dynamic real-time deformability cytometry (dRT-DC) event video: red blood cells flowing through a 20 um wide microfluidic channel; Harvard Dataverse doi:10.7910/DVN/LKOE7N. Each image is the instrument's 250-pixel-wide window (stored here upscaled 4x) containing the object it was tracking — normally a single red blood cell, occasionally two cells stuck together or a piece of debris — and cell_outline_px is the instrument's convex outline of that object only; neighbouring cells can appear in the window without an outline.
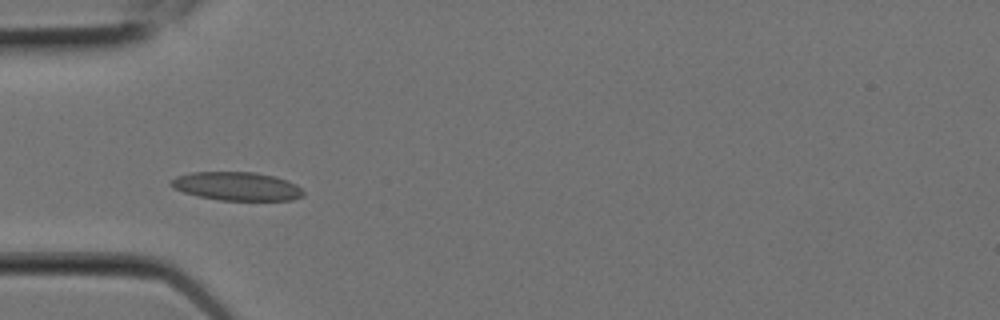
{"species": "Egyptian fruit bat (a non-hibernating species)", "species_latin": "Rousettus aegyptiacus", "temperature_condition": "room temperature", "stored_images_in_passage": 3, "camera_frame_rate_fps": 3000, "um_per_image_px": 0.085, "animal": {"sex": "female"}, "frame": {"image": 1, "passage_image": 2, "time_ms": 0.333, "image_size_px": [1000, 320], "cell_outline_px": [[304, 196], [292, 200], [220, 200], [196, 196], [172, 188], [168, 184], [176, 176], [192, 172], [256, 172], [276, 176], [288, 180], [296, 184], [304, 192]], "centroid_in_image_um": [20.13, 15.83], "position_along_channel_um": 64.9, "area_um2": 22.2}}
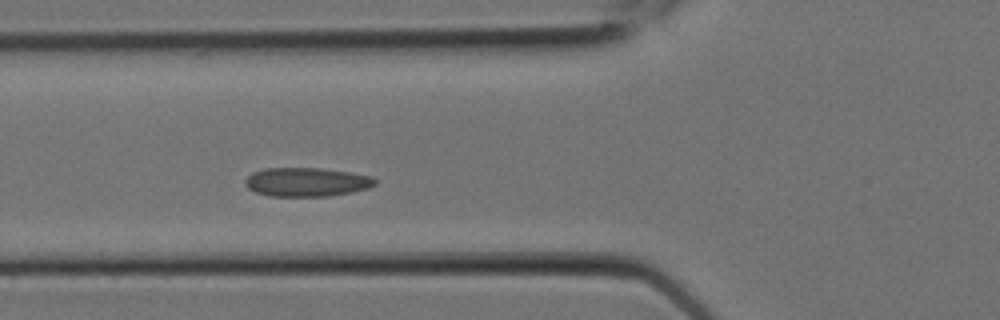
{"frame": {"image": 2, "passage_image": 3, "time_ms": 0.667, "image_size_px": [1000, 320], "cell_outline_px": [[376, 184], [368, 188], [328, 196], [268, 196], [256, 192], [248, 188], [244, 184], [244, 180], [252, 172], [264, 168], [320, 168], [348, 172], [372, 176], [376, 180]], "centroid_in_image_um": [26.02, 15.47], "position_along_channel_um": 99.8, "area_um2": 21.79}}